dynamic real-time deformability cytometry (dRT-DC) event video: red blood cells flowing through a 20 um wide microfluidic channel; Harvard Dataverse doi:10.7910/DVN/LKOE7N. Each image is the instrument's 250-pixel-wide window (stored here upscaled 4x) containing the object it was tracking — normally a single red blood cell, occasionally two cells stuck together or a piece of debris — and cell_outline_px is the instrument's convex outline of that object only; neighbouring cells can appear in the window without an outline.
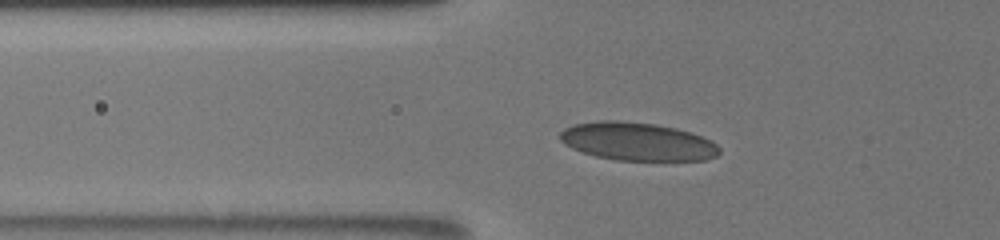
{"species": "human", "species_latin": "Homo sapiens", "temperature_condition": "room temperature", "stored_images_in_passage": 45, "camera_frame_rate_fps": 3000, "um_per_image_px": 0.085, "donor": {"sex": "male"}, "frame": {"image": 1, "passage_image": 12, "time_ms": 3.667, "image_size_px": [1000, 240], "cell_outline_px": [[720, 152], [716, 156], [704, 160], [616, 160], [596, 156], [572, 148], [564, 144], [560, 140], [560, 132], [564, 128], [576, 124], [600, 120], [616, 120], [656, 124], [676, 128], [692, 132], [712, 140], [720, 148]], "centroid_in_image_um": [54.2, 12.02], "position_along_channel_um": 71.6, "area_um2": 35.43}}
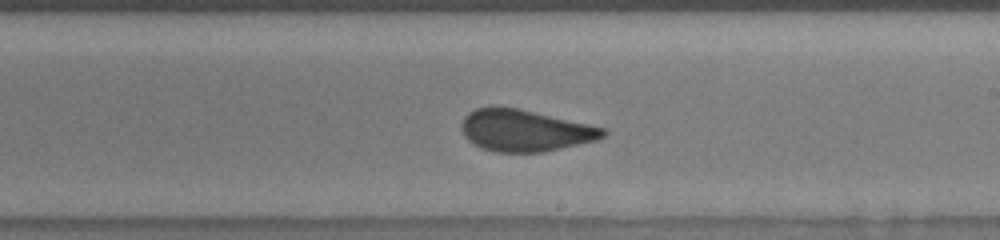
{"frame": {"image": 2, "passage_image": 26, "time_ms": 8.333, "image_size_px": [1000, 240], "cell_outline_px": [[608, 132], [604, 136], [596, 140], [544, 152], [496, 152], [480, 148], [468, 140], [464, 136], [460, 124], [464, 116], [468, 112], [476, 108], [516, 108], [608, 128]], "centroid_in_image_um": [44.62, 11.11], "position_along_channel_um": 244.4, "area_um2": 34.22}}
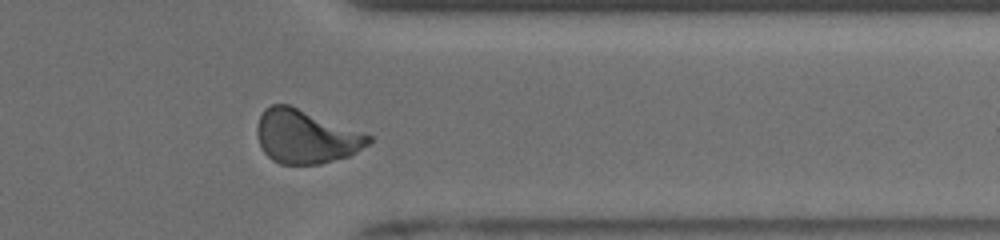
{"frame": {"image": 3, "passage_image": 37, "time_ms": 12.0, "image_size_px": [1000, 240], "cell_outline_px": [[372, 140], [368, 144], [356, 152], [348, 156], [320, 164], [280, 164], [272, 160], [264, 152], [256, 136], [256, 128], [260, 116], [264, 108], [272, 104], [288, 104], [372, 136]], "centroid_in_image_um": [25.95, 11.61], "position_along_channel_um": 385.4, "area_um2": 34.56}}